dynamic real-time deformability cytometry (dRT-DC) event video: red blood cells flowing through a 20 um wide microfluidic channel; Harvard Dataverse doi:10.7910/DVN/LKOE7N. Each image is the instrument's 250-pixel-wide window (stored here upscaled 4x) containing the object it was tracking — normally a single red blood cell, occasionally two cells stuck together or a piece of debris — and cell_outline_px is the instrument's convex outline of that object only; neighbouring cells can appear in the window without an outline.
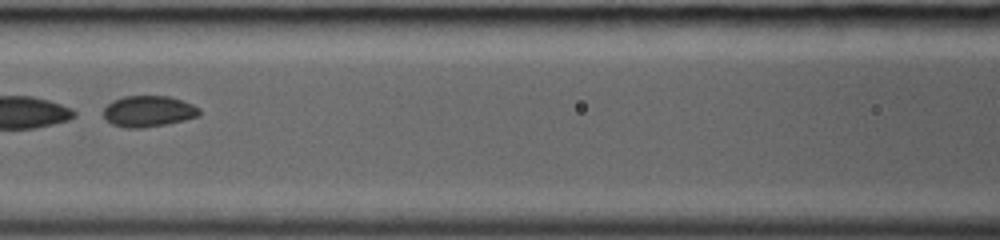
{"species": "common noctule bat (a hibernating species)", "species_latin": "Nyctalus noctula", "temperature_condition": "room temperature", "stored_images_in_passage": 36, "segment_of_instrument_passage": [2, 2], "camera_frame_rate_fps": 3000, "um_per_image_px": 0.085, "animal": {"sex": "female", "body_mass_g": 19.0, "forearm_length_mm": 53.3}, "frame": {"image": 1, "passage_image": 17, "time_ms": 5.333, "image_size_px": [1000, 240], "cell_outline_px": [[200, 116], [168, 124], [144, 128], [124, 128], [112, 124], [104, 116], [104, 108], [112, 100], [124, 96], [168, 96], [192, 104], [200, 108]], "centroid_in_image_um": [12.62, 9.47], "position_along_channel_um": 154.0, "area_um2": 17.46}}
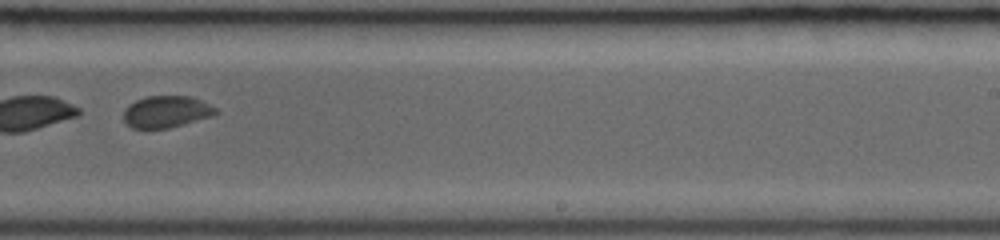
{"frame": {"image": 2, "passage_image": 24, "time_ms": 7.667, "image_size_px": [1000, 240], "cell_outline_px": [[220, 112], [216, 116], [168, 128], [132, 128], [124, 120], [124, 112], [128, 104], [136, 100], [148, 96], [188, 96], [200, 100], [216, 108]], "centroid_in_image_um": [14.18, 9.5], "position_along_channel_um": 274.8, "area_um2": 17.11}}